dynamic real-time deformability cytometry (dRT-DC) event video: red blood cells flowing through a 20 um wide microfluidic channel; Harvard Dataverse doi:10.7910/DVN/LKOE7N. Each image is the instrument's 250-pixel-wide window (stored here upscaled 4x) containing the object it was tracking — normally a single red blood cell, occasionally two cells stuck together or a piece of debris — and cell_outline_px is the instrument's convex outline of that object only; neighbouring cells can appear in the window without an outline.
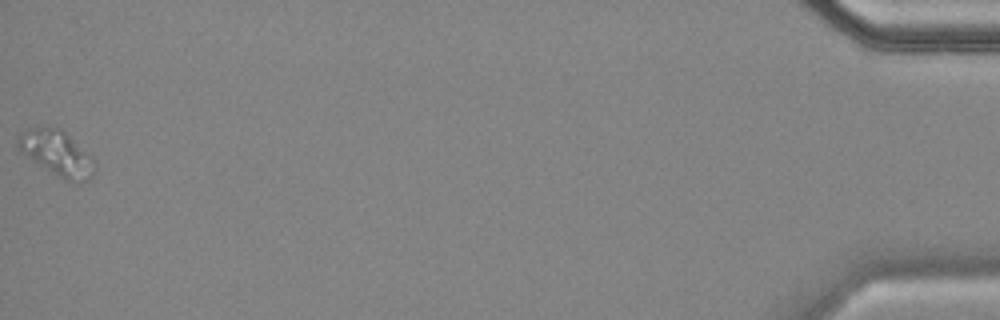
{"species": "common noctule bat (a hibernating species)", "species_latin": "Nyctalus noctula", "temperature_condition": "cold", "stored_images_in_passage": 60, "camera_frame_rate_fps": 3000, "um_per_image_px": 0.085, "animal": {"sex": "female", "body_mass_g": 18.4}, "frame": {"image": 1, "passage_image": 60, "time_ms": 19.667, "image_size_px": [1000, 320], "cell_outline_px": [[96, 164], [92, 176], [88, 180], [68, 180], [60, 176], [36, 160], [20, 148], [16, 144], [16, 140], [20, 132], [28, 128], [60, 128], [92, 156]], "centroid_in_image_um": [4.88, 12.97], "position_along_channel_um": 430.3, "area_um2": 19.02}}